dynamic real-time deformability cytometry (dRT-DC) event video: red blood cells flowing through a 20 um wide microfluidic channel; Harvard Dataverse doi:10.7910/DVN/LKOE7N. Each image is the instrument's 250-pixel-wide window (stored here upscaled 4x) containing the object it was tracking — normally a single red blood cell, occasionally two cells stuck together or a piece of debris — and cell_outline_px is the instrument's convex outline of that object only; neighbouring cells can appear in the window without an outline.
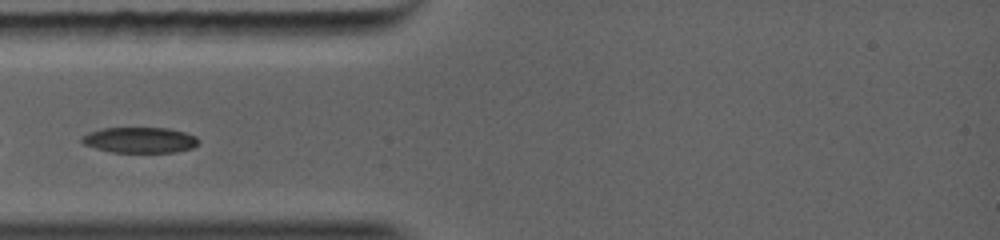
{"species": "common noctule bat (a hibernating species)", "species_latin": "Nyctalus noctula", "temperature_condition": "warm", "stored_images_in_passage": 16, "camera_frame_rate_fps": 5000, "um_per_image_px": 0.085, "animal": {"sex": "female", "body_mass_g": 19.0, "forearm_length_mm": 56.7}, "frame": {"image": 1, "passage_image": 1, "time_ms": 0.0, "image_size_px": [1000, 240], "cell_outline_px": [[200, 140], [192, 148], [176, 152], [112, 152], [96, 148], [84, 144], [80, 140], [80, 136], [88, 132], [100, 128], [168, 128], [184, 132], [196, 136]], "centroid_in_image_um": [11.86, 11.89], "position_along_channel_um": 73.1, "area_um2": 17.51}}
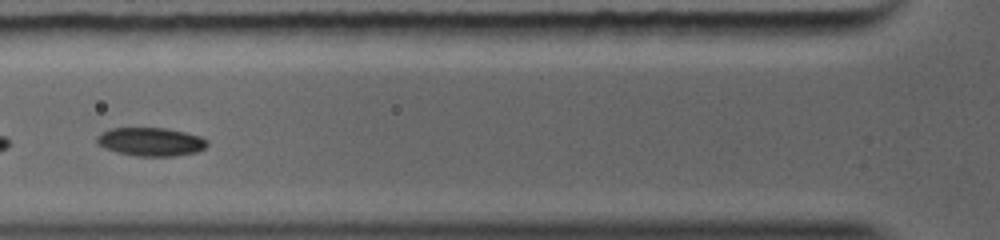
{"frame": {"image": 2, "passage_image": 3, "time_ms": 0.8, "image_size_px": [1000, 240], "cell_outline_px": [[208, 144], [204, 148], [196, 152], [176, 156], [136, 156], [116, 152], [104, 148], [96, 144], [96, 136], [100, 132], [112, 128], [164, 128], [184, 132], [200, 136], [208, 140]], "centroid_in_image_um": [12.78, 12.05], "position_along_channel_um": 113.0, "area_um2": 18.44}}
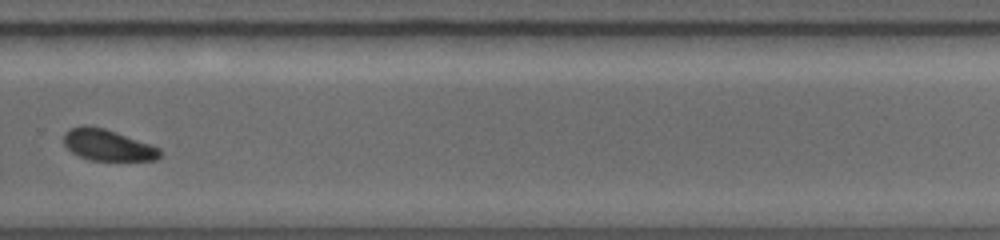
{"frame": {"image": 3, "passage_image": 12, "time_ms": 5.0, "image_size_px": [1000, 240], "cell_outline_px": [[164, 156], [160, 160], [88, 160], [72, 152], [64, 144], [64, 132], [72, 128], [84, 124], [104, 128], [152, 144], [160, 148], [164, 152]], "centroid_in_image_um": [9.23, 12.33], "position_along_channel_um": 320.6, "area_um2": 17.8}}